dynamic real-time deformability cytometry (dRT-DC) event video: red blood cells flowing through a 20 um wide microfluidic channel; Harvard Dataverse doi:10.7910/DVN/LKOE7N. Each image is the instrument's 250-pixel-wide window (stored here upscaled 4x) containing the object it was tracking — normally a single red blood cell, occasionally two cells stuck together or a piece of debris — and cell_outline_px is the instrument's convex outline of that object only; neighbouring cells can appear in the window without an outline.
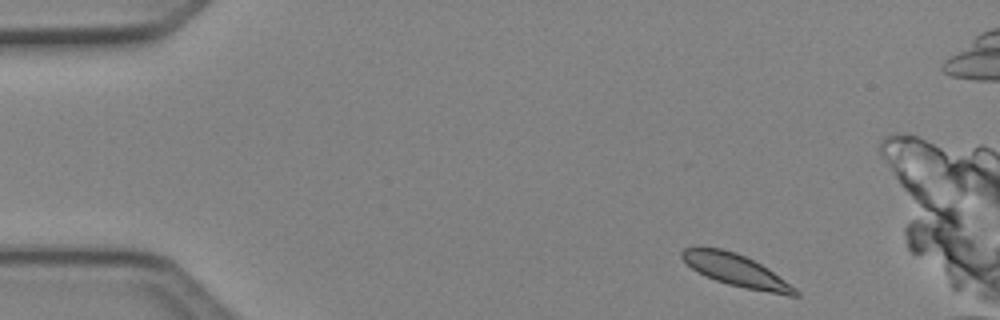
{"species": "Egyptian fruit bat (a non-hibernating species)", "species_latin": "Rousettus aegyptiacus", "temperature_condition": "cold", "stored_images_in_passage": 5, "camera_frame_rate_fps": 3000, "um_per_image_px": 0.085, "animal": {"sex": "female"}, "frame": {"image": 1, "passage_image": 1, "time_ms": 0.0, "image_size_px": [1000, 320], "cell_outline_px": [[800, 296], [788, 296], [744, 288], [728, 284], [716, 280], [692, 268], [680, 256], [680, 252], [684, 248], [724, 248], [736, 252], [768, 268], [796, 288], [800, 292]], "centroid_in_image_um": [62.62, 23.0], "position_along_channel_um": 22.4, "area_um2": 20.92}}